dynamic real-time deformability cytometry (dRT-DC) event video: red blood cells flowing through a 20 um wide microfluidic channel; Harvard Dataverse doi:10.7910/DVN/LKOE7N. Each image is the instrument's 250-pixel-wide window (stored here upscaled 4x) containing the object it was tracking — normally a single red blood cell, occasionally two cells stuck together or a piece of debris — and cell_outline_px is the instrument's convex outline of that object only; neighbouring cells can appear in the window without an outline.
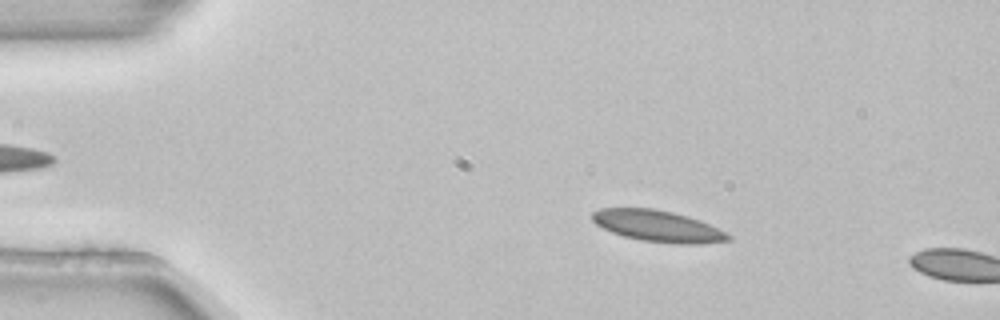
{"species": "common noctule bat (a hibernating species)", "species_latin": "Nyctalus noctula", "temperature_condition": "room temperature", "stored_images_in_passage": 3, "camera_frame_rate_fps": 3000, "um_per_image_px": 0.085, "animal": {"sex": "female", "body_mass_g": 22.7, "forearm_length_mm": 54.2}, "frame": {"image": 1, "passage_image": 2, "time_ms": 0.333, "image_size_px": [1000, 320], "cell_outline_px": [[732, 240], [700, 244], [676, 244], [640, 240], [624, 236], [612, 232], [596, 224], [592, 220], [592, 212], [600, 208], [652, 208], [672, 212], [688, 216], [700, 220], [732, 236]], "centroid_in_image_um": [55.91, 19.22], "position_along_channel_um": 29.1, "area_um2": 24.8}}